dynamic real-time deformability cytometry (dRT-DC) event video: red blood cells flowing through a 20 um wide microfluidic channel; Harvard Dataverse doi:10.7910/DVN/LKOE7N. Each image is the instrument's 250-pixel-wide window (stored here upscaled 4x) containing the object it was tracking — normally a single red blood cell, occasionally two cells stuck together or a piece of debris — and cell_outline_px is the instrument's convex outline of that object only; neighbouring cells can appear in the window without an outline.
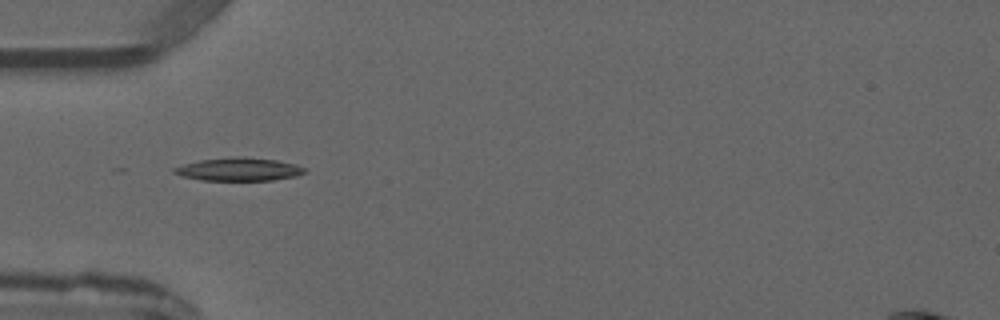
{"species": "common noctule bat (a hibernating species)", "species_latin": "Nyctalus noctula", "temperature_condition": "warm", "stored_images_in_passage": 5, "camera_frame_rate_fps": 3000, "um_per_image_px": 0.085, "animal": {"sex": "male", "forearm_length_mm": 52.5}, "frame": {"image": 1, "passage_image": 4, "time_ms": 4.333, "image_size_px": [1000, 320], "cell_outline_px": [[308, 172], [296, 176], [272, 180], [200, 180], [180, 176], [172, 172], [172, 168], [184, 164], [200, 160], [236, 156], [240, 156], [276, 160], [296, 164], [304, 168]], "centroid_in_image_um": [20.29, 14.39], "position_along_channel_um": 64.7, "area_um2": 17.63}}
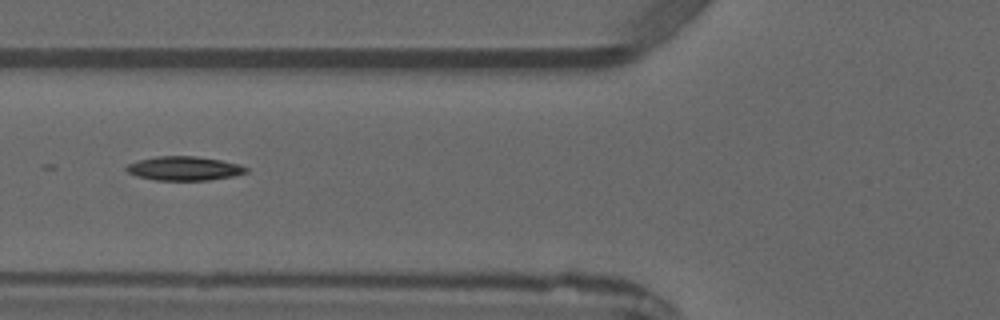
{"frame": {"image": 2, "passage_image": 5, "time_ms": 5.333, "image_size_px": [1000, 320], "cell_outline_px": [[248, 172], [236, 176], [208, 180], [156, 180], [136, 176], [128, 172], [124, 168], [128, 164], [140, 160], [156, 156], [196, 156], [220, 160], [240, 164], [248, 168]], "centroid_in_image_um": [15.68, 14.32], "position_along_channel_um": 110.1, "area_um2": 16.82}}